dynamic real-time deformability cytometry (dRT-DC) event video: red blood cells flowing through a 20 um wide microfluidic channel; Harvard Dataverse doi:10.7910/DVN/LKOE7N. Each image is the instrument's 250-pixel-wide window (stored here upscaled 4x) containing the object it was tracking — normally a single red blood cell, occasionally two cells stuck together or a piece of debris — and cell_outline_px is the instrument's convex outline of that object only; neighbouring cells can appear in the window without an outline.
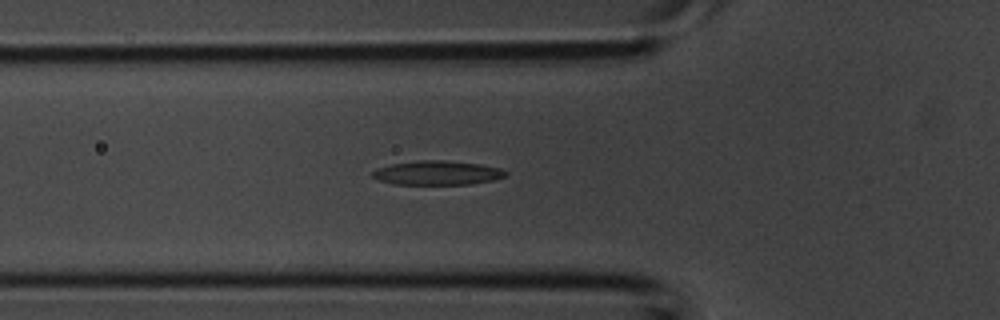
{"species": "common noctule bat (a hibernating species)", "species_latin": "Nyctalus noctula", "temperature_condition": "room temperature", "stored_images_in_passage": 29, "camera_frame_rate_fps": 3000, "um_per_image_px": 0.085, "animal": {"sex": "male", "body_mass_g": 20.1, "forearm_length_mm": 53.5}, "frame": {"image": 1, "passage_image": 5, "time_ms": 1.333, "image_size_px": [1000, 320], "cell_outline_px": [[508, 176], [492, 180], [472, 184], [392, 184], [376, 180], [372, 176], [372, 172], [376, 168], [392, 164], [416, 160], [444, 160], [480, 164], [500, 168], [508, 172]], "centroid_in_image_um": [37.16, 14.69], "position_along_channel_um": 88.6, "area_um2": 18.9}}
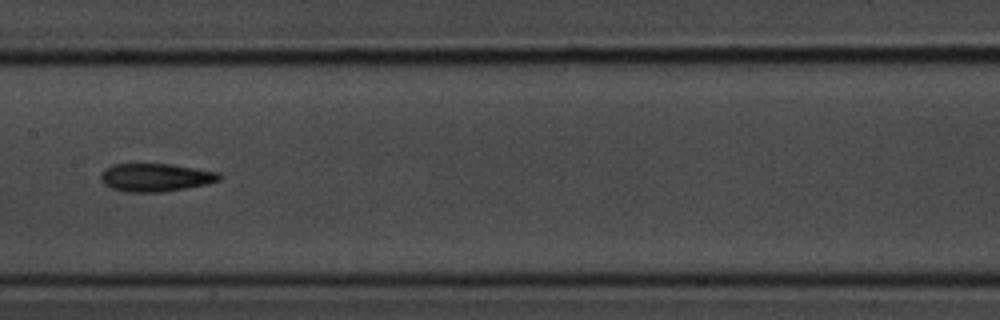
{"frame": {"image": 2, "passage_image": 11, "time_ms": 3.333, "image_size_px": [1000, 320], "cell_outline_px": [[220, 180], [208, 184], [164, 192], [124, 192], [112, 188], [104, 184], [100, 180], [100, 172], [104, 168], [112, 164], [172, 164], [220, 172]], "centroid_in_image_um": [13.2, 15.08], "position_along_channel_um": 194.2, "area_um2": 19.65}}
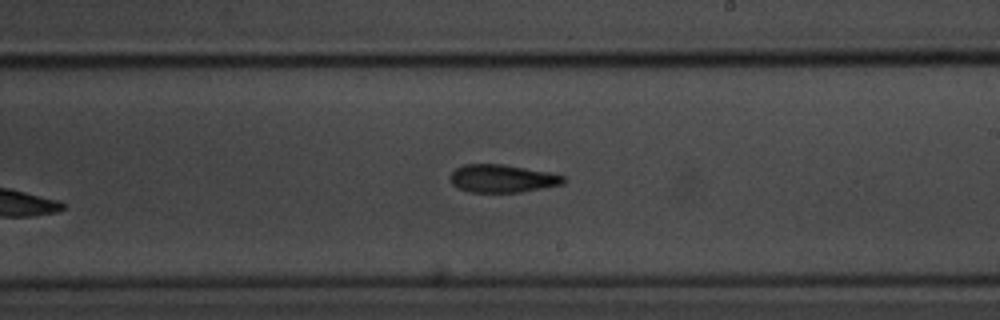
{"frame": {"image": 3, "passage_image": 14, "time_ms": 4.333, "image_size_px": [1000, 320], "cell_outline_px": [[564, 184], [544, 188], [520, 192], [468, 192], [456, 188], [452, 184], [448, 176], [456, 168], [464, 164], [504, 164], [552, 172], [564, 176]], "centroid_in_image_um": [42.68, 15.17], "position_along_channel_um": 246.3, "area_um2": 18.73}}